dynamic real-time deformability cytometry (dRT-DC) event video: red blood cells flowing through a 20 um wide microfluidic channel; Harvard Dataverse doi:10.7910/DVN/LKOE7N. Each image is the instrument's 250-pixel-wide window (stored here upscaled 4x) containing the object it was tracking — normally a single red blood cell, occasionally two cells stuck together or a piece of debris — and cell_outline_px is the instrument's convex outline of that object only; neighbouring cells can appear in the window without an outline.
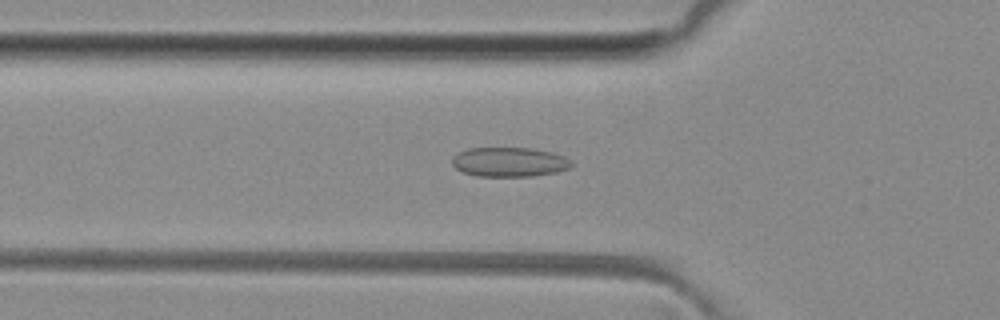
{"species": "common noctule bat (a hibernating species)", "species_latin": "Nyctalus noctula", "temperature_condition": "room temperature", "stored_images_in_passage": 45, "camera_frame_rate_fps": 3000, "um_per_image_px": 0.085, "animal": {"sex": "female", "body_mass_g": 29.2, "forearm_length_mm": 56.3}, "frame": {"image": 1, "passage_image": 17, "time_ms": 5.333, "image_size_px": [1000, 320], "cell_outline_px": [[572, 164], [568, 168], [556, 172], [532, 176], [476, 176], [464, 172], [456, 168], [452, 164], [452, 156], [468, 148], [532, 148], [552, 152], [564, 156], [572, 160]], "centroid_in_image_um": [43.29, 13.76], "position_along_channel_um": 82.5, "area_um2": 20.46}}
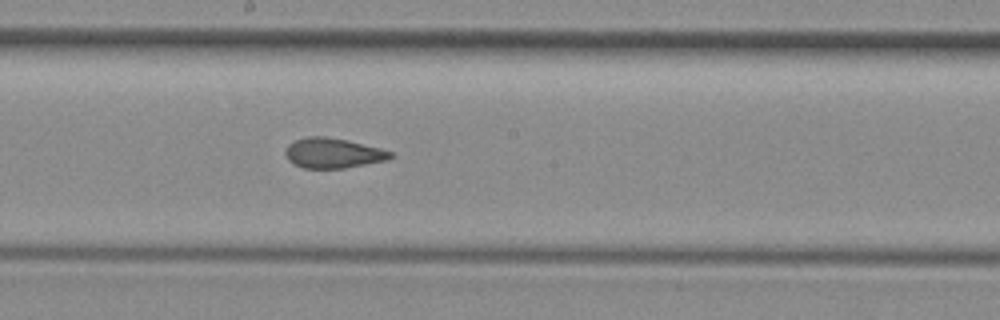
{"frame": {"image": 2, "passage_image": 27, "time_ms": 8.667, "image_size_px": [1000, 320], "cell_outline_px": [[396, 156], [388, 160], [344, 168], [304, 168], [288, 160], [284, 152], [288, 144], [296, 140], [308, 136], [324, 136], [348, 140], [380, 148], [392, 152]], "centroid_in_image_um": [28.33, 13.01], "position_along_channel_um": 219.9, "area_um2": 18.44}}
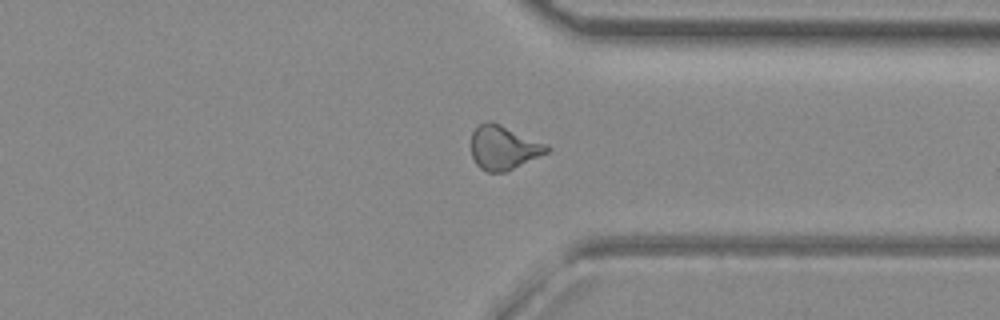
{"frame": {"image": 3, "passage_image": 38, "time_ms": 12.333, "image_size_px": [1000, 320], "cell_outline_px": [[552, 148], [548, 152], [504, 172], [488, 172], [480, 168], [476, 164], [472, 156], [472, 132], [480, 124], [488, 120], [492, 120], [548, 144]], "centroid_in_image_um": [42.81, 12.52], "position_along_channel_um": 368.6, "area_um2": 19.42}}